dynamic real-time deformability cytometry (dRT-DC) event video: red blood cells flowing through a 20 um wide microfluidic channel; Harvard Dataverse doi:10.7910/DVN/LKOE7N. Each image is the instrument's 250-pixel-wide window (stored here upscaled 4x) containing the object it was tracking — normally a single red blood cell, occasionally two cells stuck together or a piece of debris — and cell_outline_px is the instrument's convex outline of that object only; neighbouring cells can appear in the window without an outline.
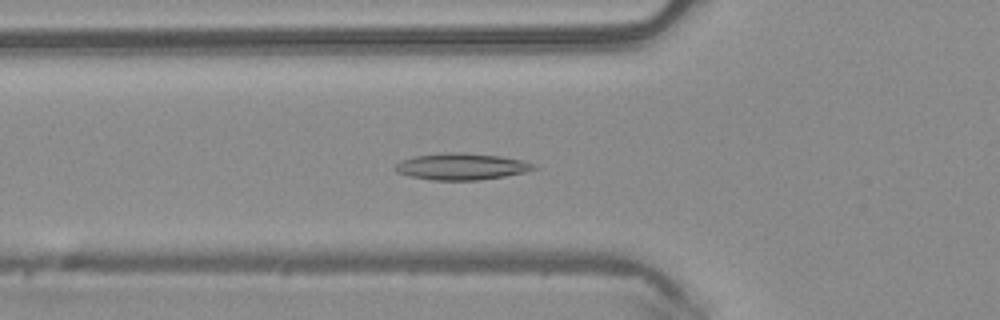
{"species": "common noctule bat (a hibernating species)", "species_latin": "Nyctalus noctula", "temperature_condition": "warm", "stored_images_in_passage": 50, "camera_frame_rate_fps": 3000, "um_per_image_px": 0.085, "animal": {"sex": "male", "body_mass_g": 20.4}, "frame": {"image": 1, "passage_image": 18, "time_ms": 5.667, "image_size_px": [1000, 320], "cell_outline_px": [[536, 168], [524, 172], [504, 176], [480, 180], [432, 180], [408, 176], [396, 172], [396, 164], [400, 160], [416, 156], [460, 152], [500, 156], [524, 160], [536, 164]], "centroid_in_image_um": [39.24, 14.16], "position_along_channel_um": 86.6, "area_um2": 21.27}}
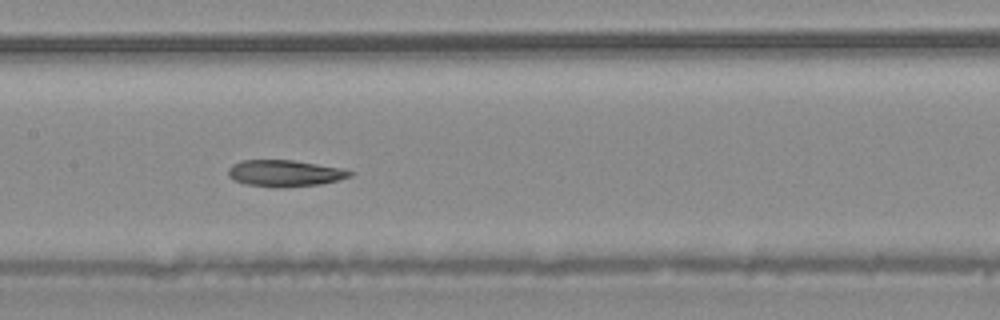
{"frame": {"image": 2, "passage_image": 25, "time_ms": 8.0, "image_size_px": [1000, 320], "cell_outline_px": [[352, 176], [320, 184], [276, 188], [248, 184], [236, 180], [228, 176], [228, 168], [232, 164], [240, 160], [292, 160], [340, 168], [352, 172]], "centroid_in_image_um": [24.16, 14.72], "position_along_channel_um": 183.2, "area_um2": 18.55}}
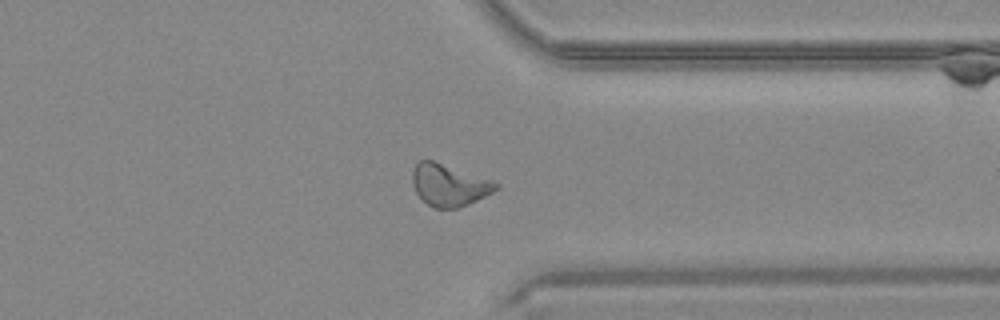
{"frame": {"image": 3, "passage_image": 39, "time_ms": 12.667, "image_size_px": [1000, 320], "cell_outline_px": [[500, 188], [468, 204], [456, 208], [436, 208], [428, 204], [416, 192], [412, 184], [412, 172], [416, 164], [420, 160], [432, 160], [500, 184]], "centroid_in_image_um": [38.14, 15.74], "position_along_channel_um": 373.3, "area_um2": 19.83}, "authors_computed_cell_mechanics": {"area_um2": 20.3167, "velocity_mm_per_s": 4.1127, "shape_relaxation_time_tau1_ms": null, "shape_relaxation_time_tau2_ms": 8.0304, "deformation_change_tau1": null, "deformation_change_tau2": 0.1861}}